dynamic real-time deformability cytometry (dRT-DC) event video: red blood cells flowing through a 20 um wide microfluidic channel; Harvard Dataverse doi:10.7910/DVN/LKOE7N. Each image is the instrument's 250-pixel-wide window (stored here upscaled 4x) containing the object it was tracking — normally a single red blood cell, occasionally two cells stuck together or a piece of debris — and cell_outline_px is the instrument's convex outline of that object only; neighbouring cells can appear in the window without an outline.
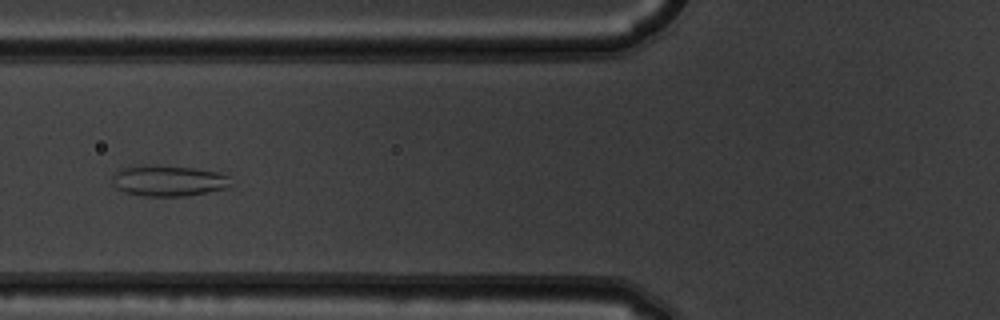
{"species": "common noctule bat (a hibernating species)", "species_latin": "Nyctalus noctula", "temperature_condition": "warm", "stored_images_in_passage": 9, "camera_frame_rate_fps": 3000, "um_per_image_px": 0.085, "animal": {"sex": "male", "body_mass_g": 19.5, "forearm_length_mm": 54.6}, "frame": {"image": 1, "passage_image": 6, "time_ms": 1.667, "image_size_px": [1000, 320], "cell_outline_px": [[236, 184], [228, 188], [184, 196], [144, 196], [124, 192], [116, 188], [112, 184], [112, 176], [116, 172], [124, 168], [144, 164], [196, 168], [220, 172], [228, 176]], "centroid_in_image_um": [14.36, 15.36], "position_along_channel_um": 111.4, "area_um2": 21.68}}
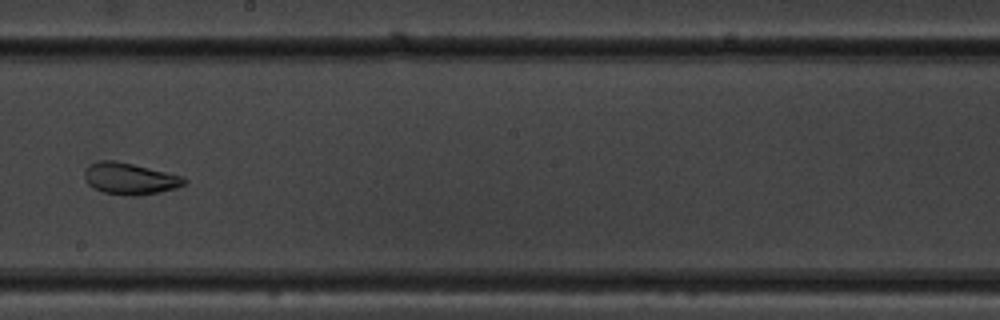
{"frame": {"image": 2, "passage_image": 9, "time_ms": 2.667, "image_size_px": [1000, 320], "cell_outline_px": [[188, 180], [184, 184], [176, 188], [160, 192], [136, 196], [128, 196], [104, 192], [92, 188], [84, 180], [84, 172], [88, 164], [100, 160], [116, 160], [184, 176]], "centroid_in_image_um": [11.02, 15.18], "position_along_channel_um": 237.2, "area_um2": 18.61}}